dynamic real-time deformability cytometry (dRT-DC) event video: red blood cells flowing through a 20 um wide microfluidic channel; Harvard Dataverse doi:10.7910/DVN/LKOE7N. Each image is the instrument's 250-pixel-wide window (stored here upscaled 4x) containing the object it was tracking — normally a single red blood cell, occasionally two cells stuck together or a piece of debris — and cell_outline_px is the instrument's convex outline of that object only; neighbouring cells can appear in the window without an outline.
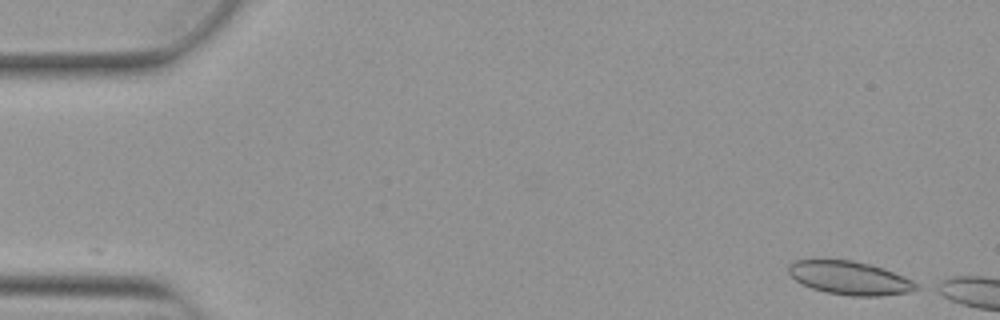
{"species": "Egyptian fruit bat (a non-hibernating species)", "species_latin": "Rousettus aegyptiacus", "temperature_condition": "warm", "stored_images_in_passage": 13, "camera_frame_rate_fps": 3000, "um_per_image_px": 0.085, "animal": {"sex": "female"}, "frame": {"image": 1, "passage_image": 1, "time_ms": 0.0, "image_size_px": [1000, 320], "cell_outline_px": [[920, 288], [908, 292], [880, 296], [852, 296], [828, 292], [812, 288], [796, 280], [788, 272], [788, 264], [792, 260], [852, 260], [884, 268], [912, 280]], "centroid_in_image_um": [72.22, 23.62], "position_along_channel_um": 12.8, "area_um2": 24.62}}